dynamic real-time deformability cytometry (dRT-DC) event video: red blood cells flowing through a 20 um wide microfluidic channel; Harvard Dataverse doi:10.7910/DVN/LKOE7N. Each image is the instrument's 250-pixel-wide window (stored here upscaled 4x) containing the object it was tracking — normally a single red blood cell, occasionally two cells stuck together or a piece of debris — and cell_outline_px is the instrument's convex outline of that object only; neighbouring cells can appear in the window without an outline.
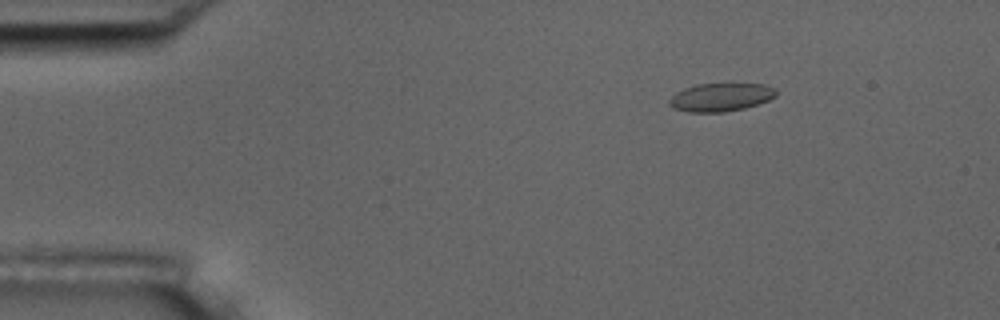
{"species": "common noctule bat (a hibernating species)", "species_latin": "Nyctalus noctula", "temperature_condition": "room temperature", "stored_images_in_passage": 49, "camera_frame_rate_fps": 3000, "um_per_image_px": 0.085, "animal": {"sex": "male", "body_mass_g": 17.5, "forearm_length_mm": 52.3}, "frame": {"image": 1, "passage_image": 2, "time_ms": 0.333, "image_size_px": [1000, 320], "cell_outline_px": [[776, 96], [768, 100], [744, 108], [724, 112], [688, 112], [676, 108], [668, 104], [668, 100], [676, 92], [684, 88], [696, 84], [764, 84], [776, 88]], "centroid_in_image_um": [61.26, 8.26], "position_along_channel_um": 23.7, "area_um2": 17.46}}
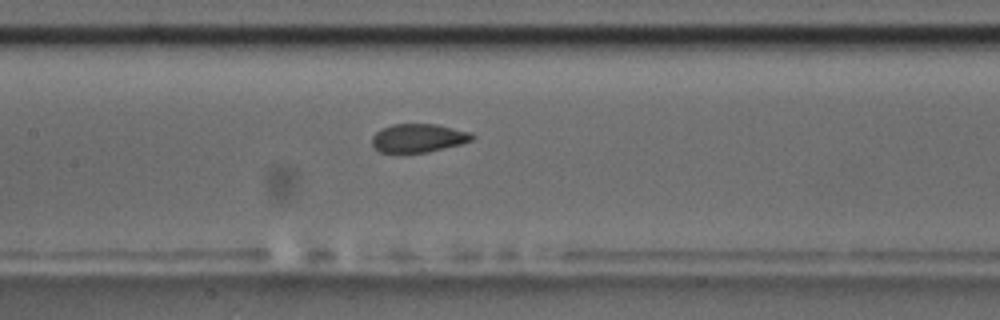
{"frame": {"image": 2, "passage_image": 20, "time_ms": 6.333, "image_size_px": [1000, 320], "cell_outline_px": [[476, 136], [472, 140], [460, 144], [428, 152], [380, 152], [372, 144], [372, 136], [380, 128], [392, 124], [436, 124], [472, 132]], "centroid_in_image_um": [35.57, 11.72], "position_along_channel_um": 171.8, "area_um2": 16.65}}
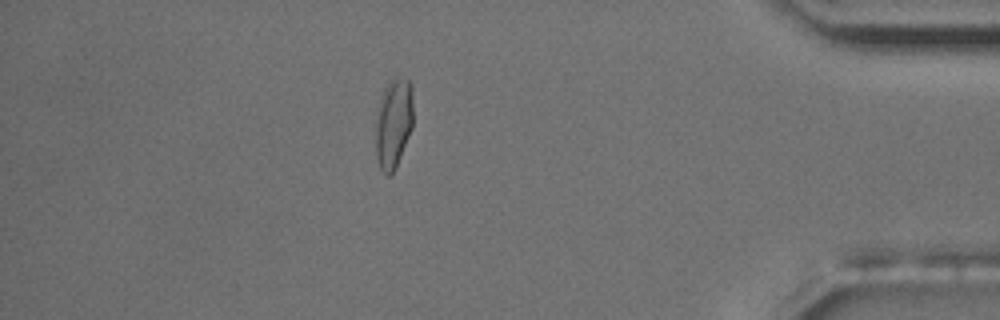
{"frame": {"image": 3, "passage_image": 42, "time_ms": 13.667, "image_size_px": [1000, 320], "cell_outline_px": [[412, 128], [396, 168], [388, 176], [380, 168], [376, 160], [376, 108], [380, 96], [388, 80], [392, 76], [396, 76], [408, 80], [412, 88]], "centroid_in_image_um": [33.42, 10.43], "position_along_channel_um": 401.8, "area_um2": 20.06}, "authors_computed_cell_mechanics": {"area_um2": 17.8024, "velocity_mm_per_s": 3.687, "shape_relaxation_time_tau1_ms": null, "shape_relaxation_time_tau2_ms": 0.7592, "deformation_change_tau1": null, "deformation_change_tau2": 0.0516}}